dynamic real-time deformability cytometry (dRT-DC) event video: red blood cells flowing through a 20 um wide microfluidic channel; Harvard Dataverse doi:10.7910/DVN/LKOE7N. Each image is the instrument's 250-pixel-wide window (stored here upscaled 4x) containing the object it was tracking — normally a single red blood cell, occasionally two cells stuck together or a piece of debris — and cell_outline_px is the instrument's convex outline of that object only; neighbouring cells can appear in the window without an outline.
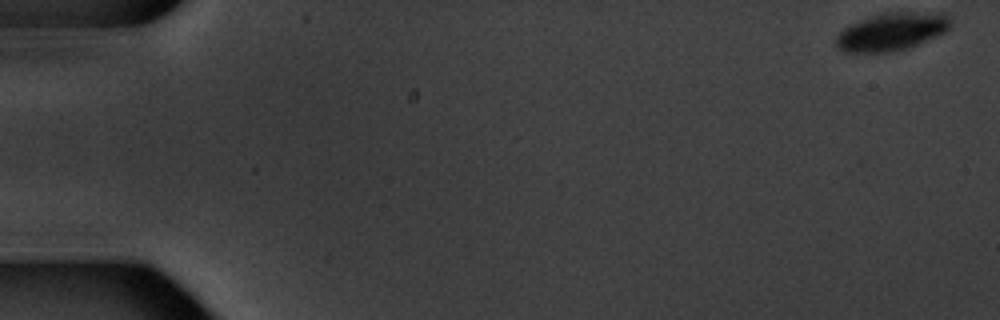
{"species": "common noctule bat (a hibernating species)", "species_latin": "Nyctalus noctula", "temperature_condition": "warm", "stored_images_in_passage": 5, "camera_frame_rate_fps": 3000, "um_per_image_px": 0.085, "animal": {"sex": "male", "body_mass_g": 20.1, "forearm_length_mm": 53.5}, "frame": {"image": 1, "passage_image": 1, "time_ms": 0.0, "image_size_px": [1000, 320], "cell_outline_px": [[952, 24], [944, 32], [936, 36], [908, 48], [888, 52], [844, 52], [836, 48], [836, 36], [844, 28], [860, 20], [872, 16], [888, 12], [944, 12]], "centroid_in_image_um": [75.79, 2.69], "position_along_channel_um": 9.2, "area_um2": 25.03}}
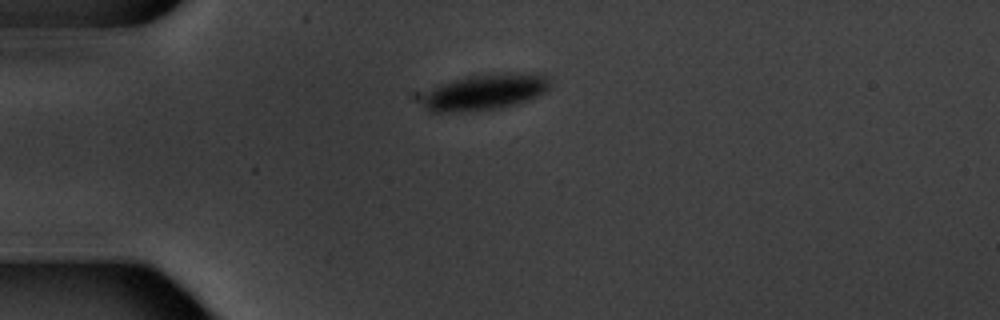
{"frame": {"image": 2, "passage_image": 4, "time_ms": 4.667, "image_size_px": [1000, 320], "cell_outline_px": [[548, 88], [544, 92], [536, 96], [516, 104], [496, 108], [460, 112], [428, 112], [420, 104], [420, 96], [424, 92], [440, 84], [468, 76], [488, 72], [540, 72], [548, 76]], "centroid_in_image_um": [41.16, 7.79], "position_along_channel_um": 43.8, "area_um2": 27.46}}